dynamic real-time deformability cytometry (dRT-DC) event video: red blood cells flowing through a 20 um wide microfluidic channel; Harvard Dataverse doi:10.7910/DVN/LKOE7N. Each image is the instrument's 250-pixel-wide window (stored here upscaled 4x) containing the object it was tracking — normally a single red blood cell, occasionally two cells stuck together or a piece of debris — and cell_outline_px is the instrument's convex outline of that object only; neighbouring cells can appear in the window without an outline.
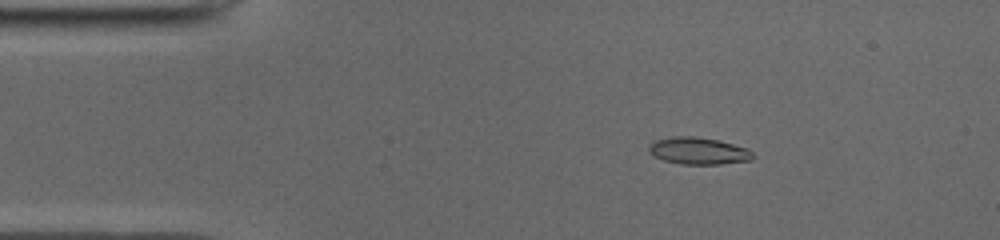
{"species": "common noctule bat (a hibernating species)", "species_latin": "Nyctalus noctula", "temperature_condition": "cold", "stored_images_in_passage": 36, "camera_frame_rate_fps": 3000, "um_per_image_px": 0.085, "animal": {"sex": "male", "body_mass_g": 19.0, "forearm_length_mm": 50.8}, "frame": {"image": 1, "passage_image": 1, "time_ms": 0.0, "image_size_px": [1000, 240], "cell_outline_px": [[756, 156], [752, 160], [720, 164], [680, 164], [664, 160], [648, 152], [648, 148], [656, 140], [672, 136], [696, 136], [720, 140], [748, 148]], "centroid_in_image_um": [59.42, 12.82], "position_along_channel_um": 25.6, "area_um2": 16.47}}
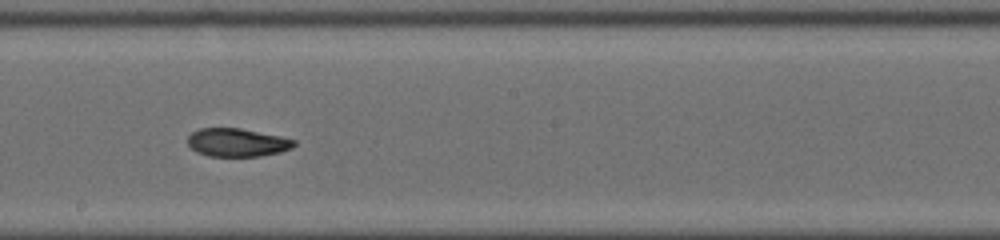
{"frame": {"image": 2, "passage_image": 20, "time_ms": 6.333, "image_size_px": [1000, 240], "cell_outline_px": [[296, 144], [292, 148], [280, 152], [260, 156], [208, 156], [196, 152], [188, 144], [188, 136], [192, 132], [200, 128], [240, 128], [280, 136], [296, 140]], "centroid_in_image_um": [20.16, 12.11], "position_along_channel_um": 228.0, "area_um2": 17.51}}
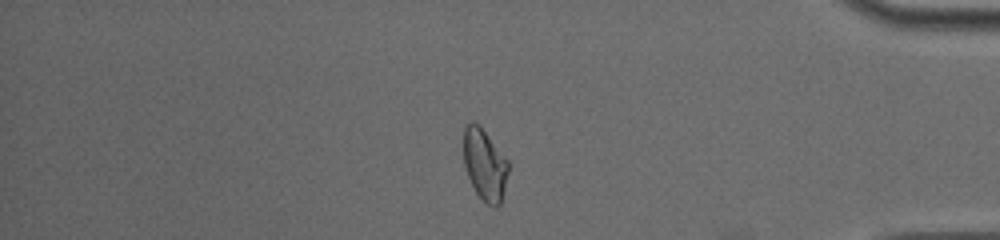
{"frame": {"image": 3, "passage_image": 35, "time_ms": 11.333, "image_size_px": [1000, 240], "cell_outline_px": [[508, 172], [500, 204], [496, 208], [492, 208], [476, 192], [468, 176], [464, 164], [464, 128], [472, 120], [484, 132], [508, 160]], "centroid_in_image_um": [41.2, 14.03], "position_along_channel_um": 394.0, "area_um2": 18.09}}